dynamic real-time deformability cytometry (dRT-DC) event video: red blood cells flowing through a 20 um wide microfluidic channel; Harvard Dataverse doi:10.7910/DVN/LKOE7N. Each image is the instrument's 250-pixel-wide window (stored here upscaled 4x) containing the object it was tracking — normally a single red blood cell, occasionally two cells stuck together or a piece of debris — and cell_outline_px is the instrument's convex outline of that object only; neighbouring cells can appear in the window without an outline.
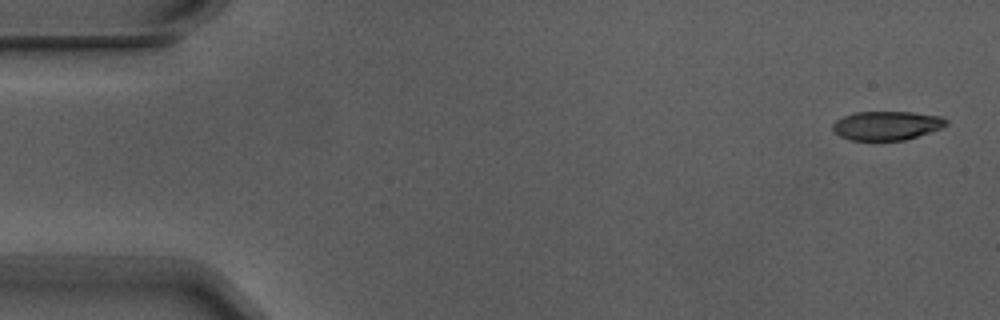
{"species": "Egyptian fruit bat (a non-hibernating species)", "species_latin": "Rousettus aegyptiacus", "temperature_condition": "warm", "stored_images_in_passage": 4, "camera_frame_rate_fps": 3000, "um_per_image_px": 0.085, "animal": {"sex": "male"}, "frame": {"image": 1, "passage_image": 1, "time_ms": 0.0, "image_size_px": [1000, 320], "cell_outline_px": [[948, 124], [940, 128], [904, 140], [852, 140], [840, 136], [832, 132], [832, 124], [836, 120], [844, 116], [856, 112], [912, 112], [940, 116], [948, 120]], "centroid_in_image_um": [75.33, 10.67], "position_along_channel_um": 9.7, "area_um2": 19.02}}